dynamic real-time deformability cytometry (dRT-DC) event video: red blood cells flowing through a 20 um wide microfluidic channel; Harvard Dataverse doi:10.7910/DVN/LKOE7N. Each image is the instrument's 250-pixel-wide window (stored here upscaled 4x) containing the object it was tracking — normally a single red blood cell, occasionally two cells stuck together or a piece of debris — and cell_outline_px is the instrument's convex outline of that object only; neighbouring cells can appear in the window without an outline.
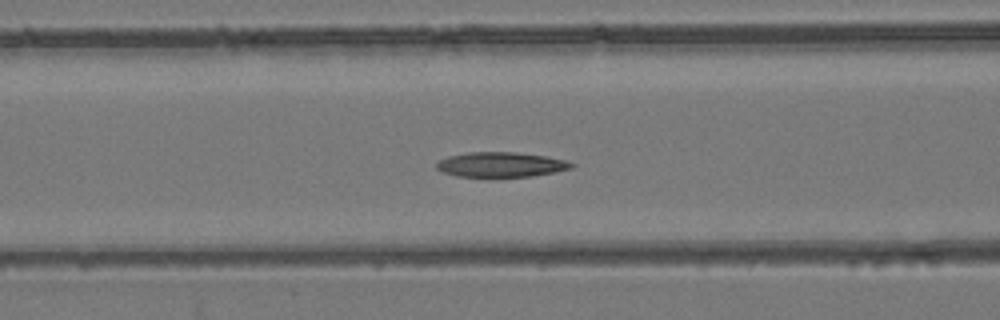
{"species": "common noctule bat (a hibernating species)", "species_latin": "Nyctalus noctula", "temperature_condition": "room temperature", "stored_images_in_passage": 41, "camera_frame_rate_fps": 3000, "um_per_image_px": 0.085, "animal": {"sex": "female", "body_mass_g": 24.6, "forearm_length_mm": 56.2}, "frame": {"image": 1, "passage_image": 22, "time_ms": 7.0, "image_size_px": [1000, 320], "cell_outline_px": [[576, 164], [572, 168], [556, 172], [532, 176], [456, 176], [444, 172], [436, 168], [436, 164], [440, 160], [448, 156], [468, 152], [516, 152], [544, 156], [568, 160]], "centroid_in_image_um": [42.62, 13.98], "position_along_channel_um": 124.0, "area_um2": 19.48}}
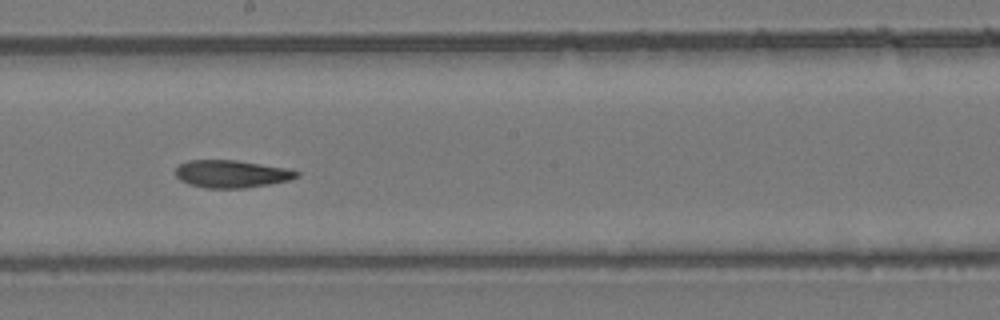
{"frame": {"image": 2, "passage_image": 30, "time_ms": 9.667, "image_size_px": [1000, 320], "cell_outline_px": [[300, 176], [288, 180], [268, 184], [244, 188], [204, 188], [188, 184], [180, 180], [176, 176], [176, 168], [180, 164], [188, 160], [236, 160], [284, 168], [300, 172]], "centroid_in_image_um": [19.64, 14.78], "position_along_channel_um": 228.6, "area_um2": 19.31}}
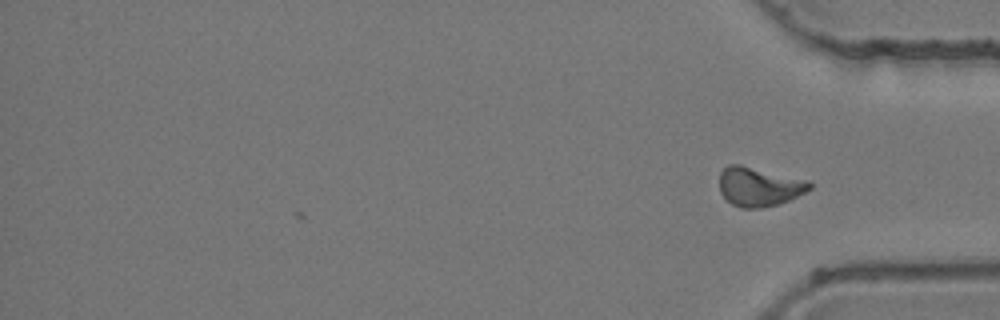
{"frame": {"image": 3, "passage_image": 41, "time_ms": 13.333, "image_size_px": [1000, 320], "cell_outline_px": [[812, 188], [788, 200], [776, 204], [760, 208], [740, 208], [732, 204], [720, 192], [720, 172], [728, 164], [740, 164], [808, 180], [812, 184]], "centroid_in_image_um": [64.5, 15.85], "position_along_channel_um": 370.7, "area_um2": 20.4}, "authors_computed_cell_mechanics": {"area_um2": 20.4034, "velocity_mm_per_s": 3.9171, "shape_relaxation_time_tau1_ms": null, "shape_relaxation_time_tau2_ms": 2.4108, "deformation_change_tau1": null, "deformation_change_tau2": 0.0897}}